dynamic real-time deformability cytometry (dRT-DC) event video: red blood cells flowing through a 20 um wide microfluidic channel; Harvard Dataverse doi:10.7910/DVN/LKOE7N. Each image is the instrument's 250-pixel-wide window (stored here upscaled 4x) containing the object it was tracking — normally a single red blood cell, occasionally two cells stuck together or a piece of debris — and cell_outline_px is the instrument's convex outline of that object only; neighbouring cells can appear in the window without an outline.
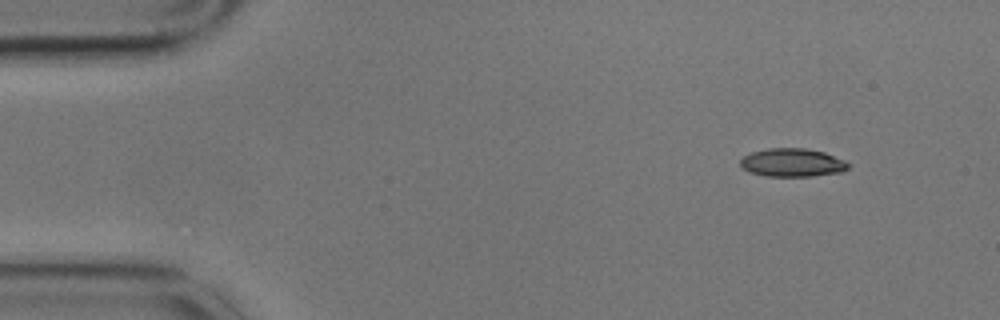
{"species": "common noctule bat (a hibernating species)", "species_latin": "Nyctalus noctula", "temperature_condition": "cold", "stored_images_in_passage": 13, "camera_frame_rate_fps": 3000, "um_per_image_px": 0.085, "animal": {"sex": "male", "body_mass_g": 17.9}, "frame": {"image": 1, "passage_image": 1, "time_ms": 0.0, "image_size_px": [1000, 320], "cell_outline_px": [[852, 164], [848, 168], [840, 172], [812, 176], [764, 176], [748, 172], [740, 168], [740, 160], [744, 156], [752, 152], [768, 148], [804, 148], [824, 152], [844, 160]], "centroid_in_image_um": [67.32, 13.82], "position_along_channel_um": 17.7, "area_um2": 17.92}}
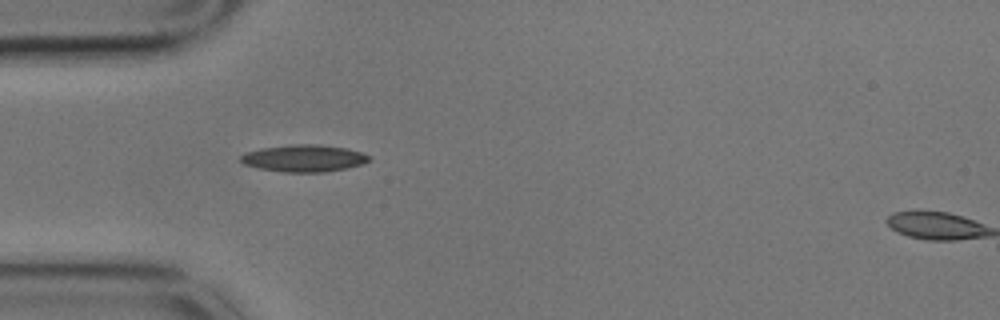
{"frame": {"image": 2, "passage_image": 12, "time_ms": 3.667, "image_size_px": [1000, 320], "cell_outline_px": [[372, 160], [364, 164], [324, 172], [284, 172], [260, 168], [244, 164], [240, 160], [240, 156], [244, 152], [260, 148], [288, 144], [320, 144], [348, 148], [372, 156]], "centroid_in_image_um": [25.86, 13.43], "position_along_channel_um": 59.1, "area_um2": 20.46}}